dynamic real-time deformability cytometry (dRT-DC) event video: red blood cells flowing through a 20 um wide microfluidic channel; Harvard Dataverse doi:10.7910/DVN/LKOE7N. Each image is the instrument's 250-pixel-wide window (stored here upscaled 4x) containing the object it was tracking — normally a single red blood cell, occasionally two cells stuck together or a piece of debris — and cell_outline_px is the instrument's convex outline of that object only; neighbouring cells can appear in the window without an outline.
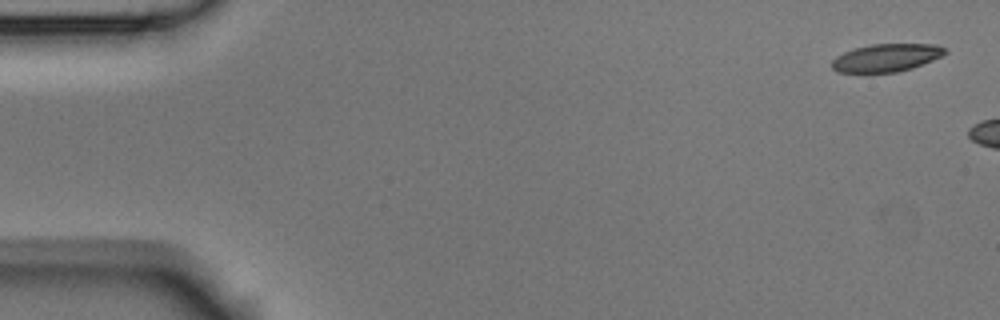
{"species": "Egyptian fruit bat (a non-hibernating species)", "species_latin": "Rousettus aegyptiacus", "temperature_condition": "room temperature", "stored_images_in_passage": 2, "camera_frame_rate_fps": 3000, "um_per_image_px": 0.085, "animal": {"sex": "male"}, "frame": {"image": 1, "passage_image": 1, "time_ms": 0.0, "image_size_px": [1000, 320], "cell_outline_px": [[948, 52], [932, 60], [912, 68], [896, 72], [836, 72], [832, 68], [832, 60], [836, 56], [844, 52], [856, 48], [872, 44], [936, 44], [948, 48]], "centroid_in_image_um": [75.36, 4.9], "position_along_channel_um": 9.6, "area_um2": 18.26}}